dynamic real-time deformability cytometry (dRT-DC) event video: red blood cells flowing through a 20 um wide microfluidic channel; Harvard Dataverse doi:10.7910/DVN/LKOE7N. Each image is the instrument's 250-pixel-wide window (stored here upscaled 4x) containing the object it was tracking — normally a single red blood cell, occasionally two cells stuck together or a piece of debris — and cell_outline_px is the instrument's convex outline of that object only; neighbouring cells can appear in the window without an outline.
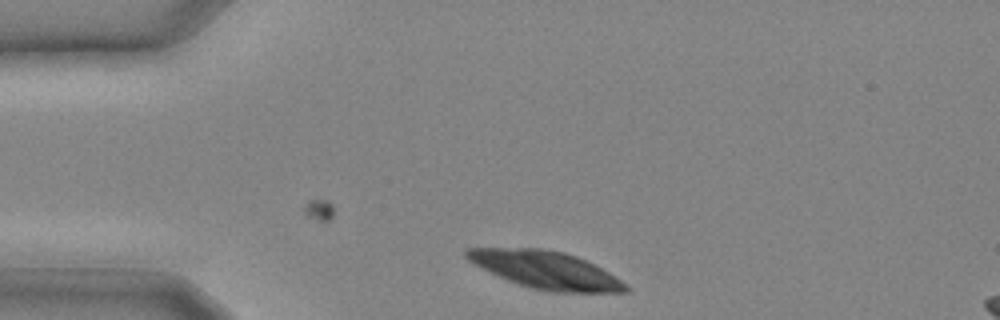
{"species": "common noctule bat (a hibernating species)", "species_latin": "Nyctalus noctula", "temperature_condition": "cold", "stored_images_in_passage": 2, "camera_frame_rate_fps": 3000, "um_per_image_px": 0.085, "animal": {"sex": "male", "body_mass_g": 20.4}, "frame": {"image": 1, "passage_image": 2, "time_ms": 0.333, "image_size_px": [1000, 320], "cell_outline_px": [[632, 292], [548, 292], [532, 288], [508, 280], [472, 264], [464, 256], [464, 248], [544, 248], [564, 252], [576, 256], [608, 272], [620, 280]], "centroid_in_image_um": [46.33, 22.93], "position_along_channel_um": 38.7, "area_um2": 34.51}}